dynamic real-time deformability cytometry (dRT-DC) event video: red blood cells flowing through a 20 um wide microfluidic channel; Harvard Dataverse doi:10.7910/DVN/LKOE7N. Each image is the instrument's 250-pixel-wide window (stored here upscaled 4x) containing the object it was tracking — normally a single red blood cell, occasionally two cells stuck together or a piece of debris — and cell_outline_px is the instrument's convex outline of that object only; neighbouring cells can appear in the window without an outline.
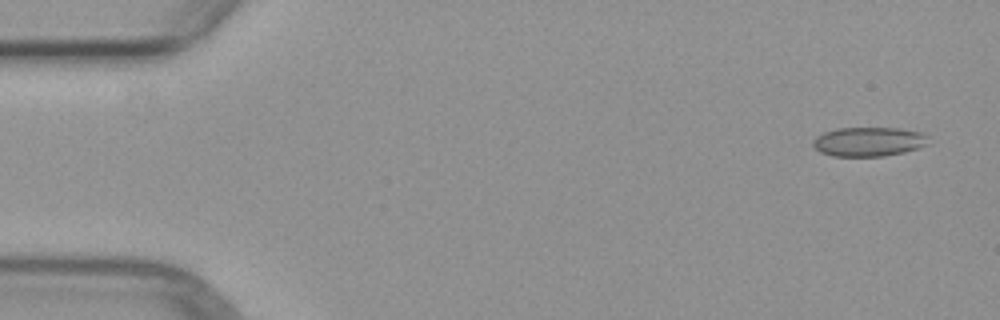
{"species": "common noctule bat (a hibernating species)", "species_latin": "Nyctalus noctula", "temperature_condition": "warm", "stored_images_in_passage": 5, "camera_frame_rate_fps": 3000, "um_per_image_px": 0.085, "animal": {"sex": "female", "body_mass_g": 29.2, "forearm_length_mm": 56.3}, "frame": {"image": 1, "passage_image": 1, "time_ms": 0.0, "image_size_px": [1000, 320], "cell_outline_px": [[928, 144], [920, 148], [904, 152], [884, 156], [832, 156], [820, 152], [812, 144], [812, 140], [816, 136], [824, 132], [836, 128], [900, 128], [920, 132], [928, 136]], "centroid_in_image_um": [73.84, 12.04], "position_along_channel_um": 11.2, "area_um2": 19.83}}
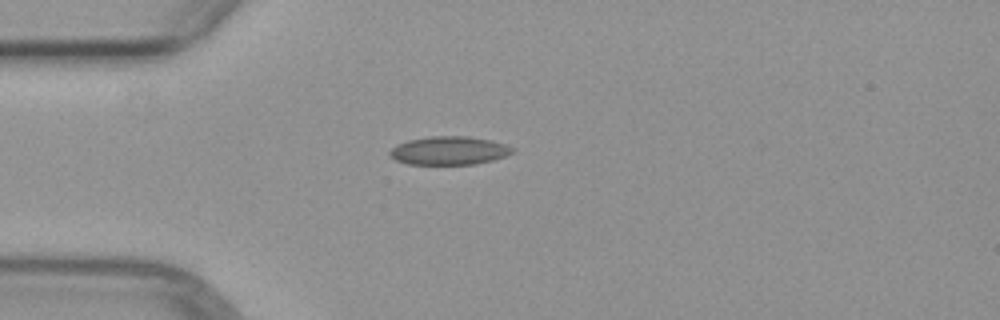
{"frame": {"image": 2, "passage_image": 4, "time_ms": 3.667, "image_size_px": [1000, 320], "cell_outline_px": [[516, 152], [492, 160], [476, 164], [408, 164], [396, 160], [388, 152], [396, 144], [408, 140], [428, 136], [468, 136], [492, 140], [516, 148]], "centroid_in_image_um": [38.2, 12.79], "position_along_channel_um": 46.8, "area_um2": 20.4}}